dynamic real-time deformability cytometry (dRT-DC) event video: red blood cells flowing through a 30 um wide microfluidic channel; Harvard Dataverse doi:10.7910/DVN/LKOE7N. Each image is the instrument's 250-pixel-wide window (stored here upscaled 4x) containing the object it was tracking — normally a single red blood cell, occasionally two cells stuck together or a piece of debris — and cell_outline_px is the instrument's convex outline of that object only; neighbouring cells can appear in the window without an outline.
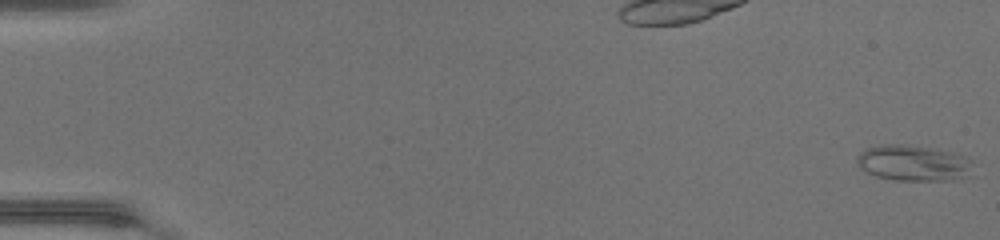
{"species": "common noctule bat (a hibernating species)", "species_latin": "Nyctalus noctula", "temperature_condition": "warm", "stored_images_in_passage": 49, "camera_frame_rate_fps": 3000, "um_per_image_px": 0.085, "animal": {"sex": "female", "body_mass_g": 17.0, "forearm_length_mm": 48.0}, "frame": {"image": 1, "passage_image": 1, "time_ms": 0.0, "image_size_px": [1000, 240], "cell_outline_px": [[976, 176], [960, 180], [896, 180], [876, 176], [860, 168], [856, 164], [856, 156], [864, 148], [884, 144], [900, 144], [932, 148], [956, 152], [972, 160]], "centroid_in_image_um": [77.74, 13.87], "position_along_channel_um": 7.3, "area_um2": 25.03}}
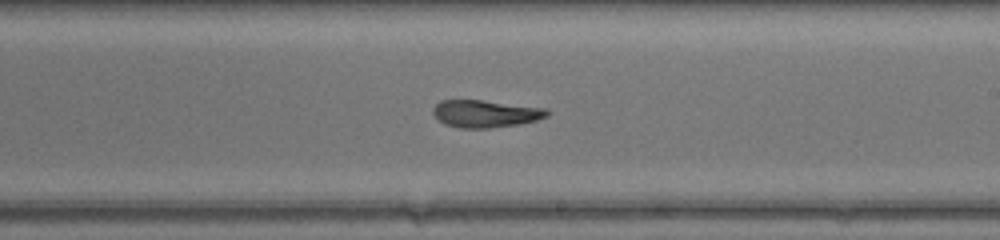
{"frame": {"image": 2, "passage_image": 30, "time_ms": 9.667, "image_size_px": [1000, 240], "cell_outline_px": [[548, 116], [536, 120], [520, 124], [488, 128], [460, 128], [444, 124], [432, 112], [432, 108], [440, 100], [480, 100], [548, 108]], "centroid_in_image_um": [41.26, 9.66], "position_along_channel_um": 247.7, "area_um2": 18.15}}
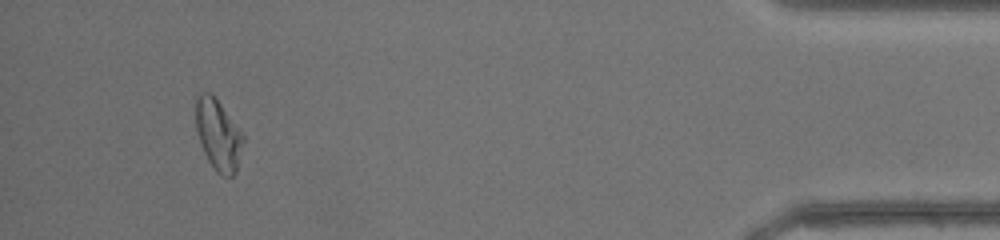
{"frame": {"image": 3, "passage_image": 46, "time_ms": 15.0, "image_size_px": [1000, 240], "cell_outline_px": [[244, 140], [236, 172], [232, 176], [220, 176], [216, 172], [208, 160], [204, 152], [196, 128], [196, 96], [200, 92], [212, 92], [244, 132]], "centroid_in_image_um": [18.57, 11.42], "position_along_channel_um": 416.6, "area_um2": 19.94}, "authors_computed_cell_mechanics": {"area_um2": 19.7098, "velocity_mm_per_s": 4.3736, "shape_relaxation_time_tau1_ms": null, "shape_relaxation_time_tau2_ms": 2.6418, "deformation_change_tau1": null, "deformation_change_tau2": 0.1099}}